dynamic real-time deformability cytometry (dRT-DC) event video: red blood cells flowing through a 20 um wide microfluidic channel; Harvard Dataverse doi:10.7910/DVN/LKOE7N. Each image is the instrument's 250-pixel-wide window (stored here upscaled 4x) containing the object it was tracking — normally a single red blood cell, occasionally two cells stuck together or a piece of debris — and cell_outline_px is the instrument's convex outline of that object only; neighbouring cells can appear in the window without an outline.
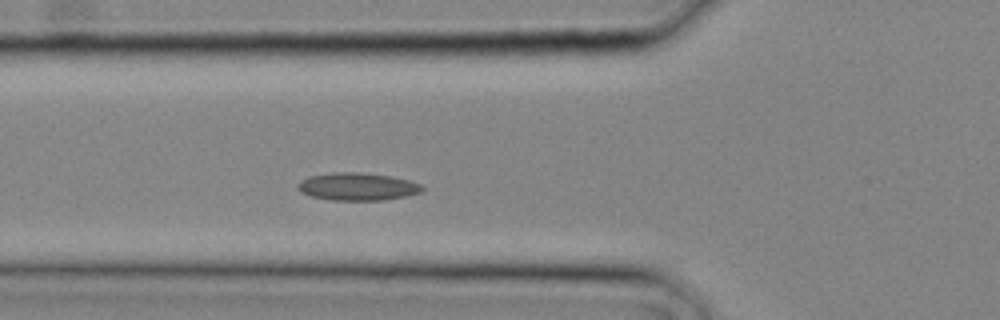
{"species": "common noctule bat (a hibernating species)", "species_latin": "Nyctalus noctula", "temperature_condition": "cold", "stored_images_in_passage": 4, "camera_frame_rate_fps": 3000, "um_per_image_px": 0.085, "animal": {"sex": "male", "body_mass_g": 20.4}, "frame": {"image": 1, "passage_image": 2, "time_ms": 0.333, "image_size_px": [1000, 320], "cell_outline_px": [[424, 188], [420, 192], [404, 196], [384, 200], [332, 200], [312, 196], [300, 192], [296, 188], [296, 184], [300, 180], [308, 176], [336, 172], [356, 172], [392, 176], [408, 180], [420, 184]], "centroid_in_image_um": [30.33, 15.85], "position_along_channel_um": 95.5, "area_um2": 20.0}}
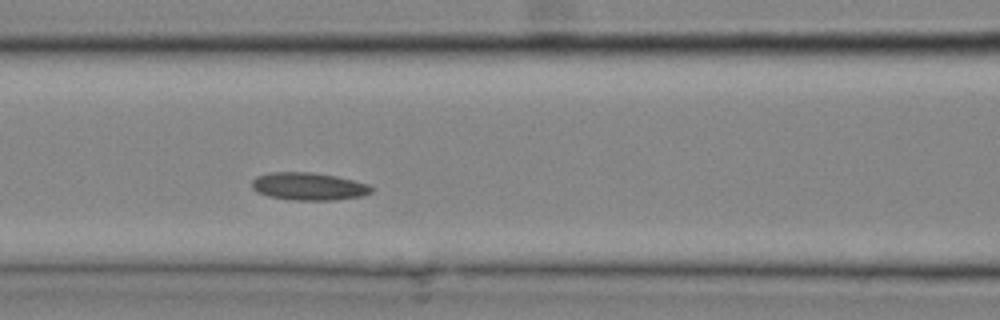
{"frame": {"image": 2, "passage_image": 4, "time_ms": 1.0, "image_size_px": [1000, 320], "cell_outline_px": [[376, 188], [372, 192], [360, 196], [336, 200], [292, 200], [268, 196], [256, 192], [252, 188], [252, 180], [256, 176], [268, 172], [312, 172], [336, 176], [368, 184]], "centroid_in_image_um": [26.22, 15.84], "position_along_channel_um": 140.4, "area_um2": 19.42}}